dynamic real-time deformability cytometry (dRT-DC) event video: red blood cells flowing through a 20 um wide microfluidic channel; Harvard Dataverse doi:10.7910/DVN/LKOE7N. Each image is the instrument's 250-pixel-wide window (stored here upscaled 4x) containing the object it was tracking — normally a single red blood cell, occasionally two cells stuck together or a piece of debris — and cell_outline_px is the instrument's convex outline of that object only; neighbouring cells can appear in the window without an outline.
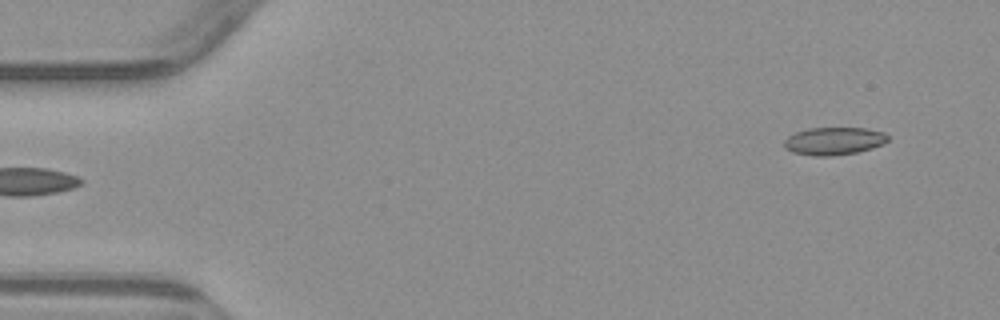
{"species": "common noctule bat (a hibernating species)", "species_latin": "Nyctalus noctula", "temperature_condition": "warm", "stored_images_in_passage": 6, "segment_of_instrument_passage": [2, 2], "camera_frame_rate_fps": 3000, "um_per_image_px": 0.085, "animal": {"sex": "male", "body_mass_g": 23.1, "forearm_length_mm": 52.7}, "frame": {"image": 1, "passage_image": 6, "time_ms": 6.0, "image_size_px": [1000, 320], "cell_outline_px": [[888, 140], [884, 144], [872, 148], [856, 152], [832, 156], [812, 156], [792, 152], [784, 148], [784, 140], [788, 136], [796, 132], [808, 128], [864, 128], [884, 132], [888, 136]], "centroid_in_image_um": [70.87, 11.99], "position_along_channel_um": 14.1, "area_um2": 16.82}}